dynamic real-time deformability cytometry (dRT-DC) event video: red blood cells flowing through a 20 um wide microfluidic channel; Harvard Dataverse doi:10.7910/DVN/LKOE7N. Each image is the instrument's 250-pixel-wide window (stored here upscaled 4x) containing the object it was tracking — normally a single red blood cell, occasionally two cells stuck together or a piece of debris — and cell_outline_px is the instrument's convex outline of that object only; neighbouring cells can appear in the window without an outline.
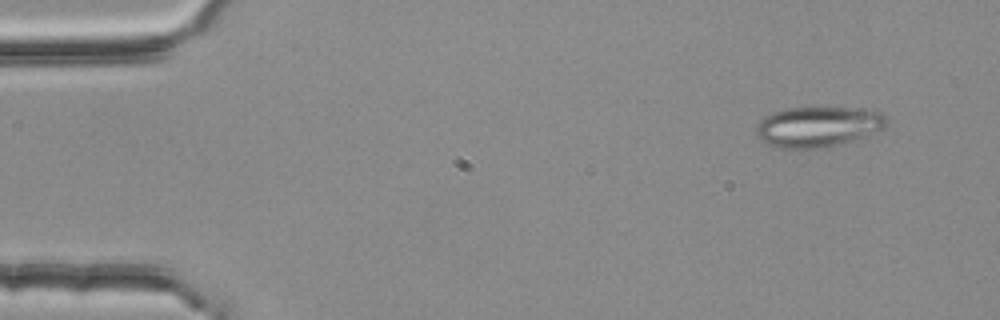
{"species": "common noctule bat (a hibernating species)", "species_latin": "Nyctalus noctula", "temperature_condition": "room temperature", "stored_images_in_passage": 3, "camera_frame_rate_fps": 3000, "um_per_image_px": 0.085, "animal": {"sex": "female", "body_mass_g": 25.1}, "frame": {"image": 1, "passage_image": 1, "time_ms": 0.0, "image_size_px": [1000, 320], "cell_outline_px": [[888, 124], [884, 128], [844, 144], [820, 148], [772, 148], [760, 140], [756, 136], [756, 124], [764, 116], [772, 112], [788, 108], [848, 108], [884, 112], [888, 120]], "centroid_in_image_um": [69.5, 10.78], "position_along_channel_um": 15.5, "area_um2": 31.04}}